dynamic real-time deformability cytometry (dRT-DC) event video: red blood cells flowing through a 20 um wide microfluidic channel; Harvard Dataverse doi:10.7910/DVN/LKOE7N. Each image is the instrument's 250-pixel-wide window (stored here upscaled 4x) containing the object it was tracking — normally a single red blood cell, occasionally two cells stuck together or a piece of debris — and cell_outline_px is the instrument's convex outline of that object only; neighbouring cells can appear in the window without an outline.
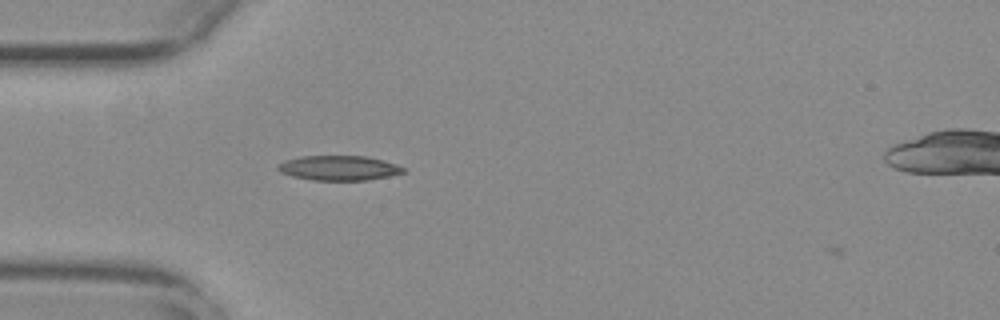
{"species": "common noctule bat (a hibernating species)", "species_latin": "Nyctalus noctula", "temperature_condition": "warm", "stored_images_in_passage": 6, "camera_frame_rate_fps": 3000, "um_per_image_px": 0.085, "animal": {"sex": "female", "body_mass_g": 29.2, "forearm_length_mm": 56.3}, "frame": {"image": 1, "passage_image": 2, "time_ms": 0.333, "image_size_px": [1000, 320], "cell_outline_px": [[404, 172], [388, 176], [368, 180], [312, 180], [292, 176], [280, 172], [276, 168], [284, 160], [300, 156], [364, 156], [396, 164], [404, 168]], "centroid_in_image_um": [28.76, 14.28], "position_along_channel_um": 56.2, "area_um2": 17.92}}
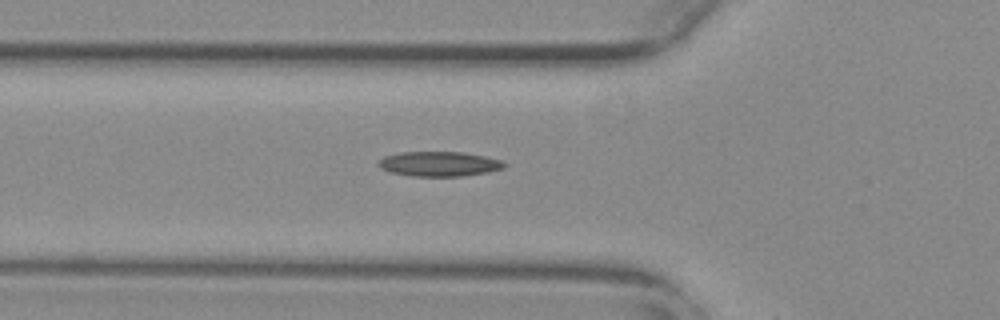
{"frame": {"image": 2, "passage_image": 5, "time_ms": 1.333, "image_size_px": [1000, 320], "cell_outline_px": [[508, 164], [504, 168], [488, 172], [464, 176], [412, 176], [388, 172], [380, 168], [376, 164], [384, 156], [400, 152], [464, 152], [484, 156], [500, 160]], "centroid_in_image_um": [37.31, 13.93], "position_along_channel_um": 88.5, "area_um2": 18.32}}